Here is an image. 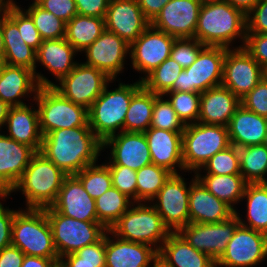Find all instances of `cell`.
Wrapping results in <instances>:
<instances>
[{
  "instance_id": "6da1fadb",
  "label": "cell",
  "mask_w": 267,
  "mask_h": 267,
  "mask_svg": "<svg viewBox=\"0 0 267 267\" xmlns=\"http://www.w3.org/2000/svg\"><path fill=\"white\" fill-rule=\"evenodd\" d=\"M103 142L90 127L57 129L43 136L40 153L66 175H76L96 164Z\"/></svg>"
},
{
  "instance_id": "7a4b0ae2",
  "label": "cell",
  "mask_w": 267,
  "mask_h": 267,
  "mask_svg": "<svg viewBox=\"0 0 267 267\" xmlns=\"http://www.w3.org/2000/svg\"><path fill=\"white\" fill-rule=\"evenodd\" d=\"M246 35L247 20L243 11L225 0L201 5L195 30V39L200 43L231 49L238 38L242 44L236 48H243Z\"/></svg>"
},
{
  "instance_id": "3957f363",
  "label": "cell",
  "mask_w": 267,
  "mask_h": 267,
  "mask_svg": "<svg viewBox=\"0 0 267 267\" xmlns=\"http://www.w3.org/2000/svg\"><path fill=\"white\" fill-rule=\"evenodd\" d=\"M67 175L42 153L36 152L20 179L10 190L20 191L25 196V209H45L51 207Z\"/></svg>"
},
{
  "instance_id": "277c9868",
  "label": "cell",
  "mask_w": 267,
  "mask_h": 267,
  "mask_svg": "<svg viewBox=\"0 0 267 267\" xmlns=\"http://www.w3.org/2000/svg\"><path fill=\"white\" fill-rule=\"evenodd\" d=\"M142 87L141 81L118 84L109 90V83L88 109V124L104 142L108 137L124 131V121L132 96Z\"/></svg>"
},
{
  "instance_id": "5b68a950",
  "label": "cell",
  "mask_w": 267,
  "mask_h": 267,
  "mask_svg": "<svg viewBox=\"0 0 267 267\" xmlns=\"http://www.w3.org/2000/svg\"><path fill=\"white\" fill-rule=\"evenodd\" d=\"M12 246L25 255L58 259L45 209H20L12 224Z\"/></svg>"
},
{
  "instance_id": "8992f818",
  "label": "cell",
  "mask_w": 267,
  "mask_h": 267,
  "mask_svg": "<svg viewBox=\"0 0 267 267\" xmlns=\"http://www.w3.org/2000/svg\"><path fill=\"white\" fill-rule=\"evenodd\" d=\"M110 231L120 239L148 244L157 251L171 233L149 202H134Z\"/></svg>"
},
{
  "instance_id": "52a82bcc",
  "label": "cell",
  "mask_w": 267,
  "mask_h": 267,
  "mask_svg": "<svg viewBox=\"0 0 267 267\" xmlns=\"http://www.w3.org/2000/svg\"><path fill=\"white\" fill-rule=\"evenodd\" d=\"M231 145L223 125L192 123L182 133V159L185 173H196L217 152Z\"/></svg>"
},
{
  "instance_id": "ba28073f",
  "label": "cell",
  "mask_w": 267,
  "mask_h": 267,
  "mask_svg": "<svg viewBox=\"0 0 267 267\" xmlns=\"http://www.w3.org/2000/svg\"><path fill=\"white\" fill-rule=\"evenodd\" d=\"M34 102L43 136L57 129L90 127L88 109L64 98L53 87H39Z\"/></svg>"
},
{
  "instance_id": "9c48e42d",
  "label": "cell",
  "mask_w": 267,
  "mask_h": 267,
  "mask_svg": "<svg viewBox=\"0 0 267 267\" xmlns=\"http://www.w3.org/2000/svg\"><path fill=\"white\" fill-rule=\"evenodd\" d=\"M45 213L52 229L53 243L59 258L96 243L107 231L99 221H80L64 216L52 207L45 208Z\"/></svg>"
},
{
  "instance_id": "30bf717a",
  "label": "cell",
  "mask_w": 267,
  "mask_h": 267,
  "mask_svg": "<svg viewBox=\"0 0 267 267\" xmlns=\"http://www.w3.org/2000/svg\"><path fill=\"white\" fill-rule=\"evenodd\" d=\"M227 50L219 46H205L197 59L181 71L169 91L203 93L221 85Z\"/></svg>"
},
{
  "instance_id": "8fae6325",
  "label": "cell",
  "mask_w": 267,
  "mask_h": 267,
  "mask_svg": "<svg viewBox=\"0 0 267 267\" xmlns=\"http://www.w3.org/2000/svg\"><path fill=\"white\" fill-rule=\"evenodd\" d=\"M193 176L188 186L180 172L172 174L158 194L149 202L152 203L170 232H178L190 223L188 205L190 185L197 179L195 173Z\"/></svg>"
},
{
  "instance_id": "7c38bea8",
  "label": "cell",
  "mask_w": 267,
  "mask_h": 267,
  "mask_svg": "<svg viewBox=\"0 0 267 267\" xmlns=\"http://www.w3.org/2000/svg\"><path fill=\"white\" fill-rule=\"evenodd\" d=\"M113 81L115 79H111L103 71L81 62L53 88L74 104L89 109L107 84Z\"/></svg>"
},
{
  "instance_id": "4fadbf2b",
  "label": "cell",
  "mask_w": 267,
  "mask_h": 267,
  "mask_svg": "<svg viewBox=\"0 0 267 267\" xmlns=\"http://www.w3.org/2000/svg\"><path fill=\"white\" fill-rule=\"evenodd\" d=\"M240 225L234 213L228 220L216 223H189L178 233L196 250L207 254L215 262L226 251L229 240Z\"/></svg>"
},
{
  "instance_id": "5bb4252c",
  "label": "cell",
  "mask_w": 267,
  "mask_h": 267,
  "mask_svg": "<svg viewBox=\"0 0 267 267\" xmlns=\"http://www.w3.org/2000/svg\"><path fill=\"white\" fill-rule=\"evenodd\" d=\"M267 259V235L239 225L216 267H257Z\"/></svg>"
},
{
  "instance_id": "9a60e30c",
  "label": "cell",
  "mask_w": 267,
  "mask_h": 267,
  "mask_svg": "<svg viewBox=\"0 0 267 267\" xmlns=\"http://www.w3.org/2000/svg\"><path fill=\"white\" fill-rule=\"evenodd\" d=\"M175 37L153 27L151 24L130 45L129 59L132 69L139 72L144 79L149 73L156 69L164 60L170 57L171 47Z\"/></svg>"
},
{
  "instance_id": "2e32d148",
  "label": "cell",
  "mask_w": 267,
  "mask_h": 267,
  "mask_svg": "<svg viewBox=\"0 0 267 267\" xmlns=\"http://www.w3.org/2000/svg\"><path fill=\"white\" fill-rule=\"evenodd\" d=\"M263 78V68L245 50L234 48L226 51L221 85L231 90L240 100Z\"/></svg>"
},
{
  "instance_id": "e0dca14e",
  "label": "cell",
  "mask_w": 267,
  "mask_h": 267,
  "mask_svg": "<svg viewBox=\"0 0 267 267\" xmlns=\"http://www.w3.org/2000/svg\"><path fill=\"white\" fill-rule=\"evenodd\" d=\"M130 45L121 37L110 31H105L82 53H85L83 63L106 73L111 79L125 69L124 65L129 56Z\"/></svg>"
},
{
  "instance_id": "ac0fdd59",
  "label": "cell",
  "mask_w": 267,
  "mask_h": 267,
  "mask_svg": "<svg viewBox=\"0 0 267 267\" xmlns=\"http://www.w3.org/2000/svg\"><path fill=\"white\" fill-rule=\"evenodd\" d=\"M110 149L105 165L126 166L140 170L152 163L148 143L144 133L125 132L114 134L103 142V152Z\"/></svg>"
},
{
  "instance_id": "d6986e66",
  "label": "cell",
  "mask_w": 267,
  "mask_h": 267,
  "mask_svg": "<svg viewBox=\"0 0 267 267\" xmlns=\"http://www.w3.org/2000/svg\"><path fill=\"white\" fill-rule=\"evenodd\" d=\"M201 5L199 0H170L150 24L175 38H195Z\"/></svg>"
},
{
  "instance_id": "ffe728a7",
  "label": "cell",
  "mask_w": 267,
  "mask_h": 267,
  "mask_svg": "<svg viewBox=\"0 0 267 267\" xmlns=\"http://www.w3.org/2000/svg\"><path fill=\"white\" fill-rule=\"evenodd\" d=\"M107 31L131 45L150 25L137 0H109L105 15Z\"/></svg>"
},
{
  "instance_id": "44dd1931",
  "label": "cell",
  "mask_w": 267,
  "mask_h": 267,
  "mask_svg": "<svg viewBox=\"0 0 267 267\" xmlns=\"http://www.w3.org/2000/svg\"><path fill=\"white\" fill-rule=\"evenodd\" d=\"M157 260L158 251L152 246L126 241L106 231L105 267H152Z\"/></svg>"
},
{
  "instance_id": "7402d4cb",
  "label": "cell",
  "mask_w": 267,
  "mask_h": 267,
  "mask_svg": "<svg viewBox=\"0 0 267 267\" xmlns=\"http://www.w3.org/2000/svg\"><path fill=\"white\" fill-rule=\"evenodd\" d=\"M56 212L80 221H98L95 200L75 175H67L55 203Z\"/></svg>"
},
{
  "instance_id": "603a6c76",
  "label": "cell",
  "mask_w": 267,
  "mask_h": 267,
  "mask_svg": "<svg viewBox=\"0 0 267 267\" xmlns=\"http://www.w3.org/2000/svg\"><path fill=\"white\" fill-rule=\"evenodd\" d=\"M2 33L5 47V62L11 66H23L34 71L40 87H53L55 82L50 81L36 69V50L25 43L21 38L17 25L5 14L2 8Z\"/></svg>"
},
{
  "instance_id": "cb8c5ba5",
  "label": "cell",
  "mask_w": 267,
  "mask_h": 267,
  "mask_svg": "<svg viewBox=\"0 0 267 267\" xmlns=\"http://www.w3.org/2000/svg\"><path fill=\"white\" fill-rule=\"evenodd\" d=\"M36 152L0 132V193L7 195Z\"/></svg>"
},
{
  "instance_id": "d4e9b609",
  "label": "cell",
  "mask_w": 267,
  "mask_h": 267,
  "mask_svg": "<svg viewBox=\"0 0 267 267\" xmlns=\"http://www.w3.org/2000/svg\"><path fill=\"white\" fill-rule=\"evenodd\" d=\"M182 133L150 127L144 132L152 163L173 174L184 171L182 159ZM180 169V170H178Z\"/></svg>"
},
{
  "instance_id": "484cf974",
  "label": "cell",
  "mask_w": 267,
  "mask_h": 267,
  "mask_svg": "<svg viewBox=\"0 0 267 267\" xmlns=\"http://www.w3.org/2000/svg\"><path fill=\"white\" fill-rule=\"evenodd\" d=\"M241 100L223 85L212 87L200 98L199 123L228 126Z\"/></svg>"
},
{
  "instance_id": "4316f807",
  "label": "cell",
  "mask_w": 267,
  "mask_h": 267,
  "mask_svg": "<svg viewBox=\"0 0 267 267\" xmlns=\"http://www.w3.org/2000/svg\"><path fill=\"white\" fill-rule=\"evenodd\" d=\"M6 136L40 152L43 135L40 130L38 109L30 105L10 107L5 120Z\"/></svg>"
},
{
  "instance_id": "83f0119b",
  "label": "cell",
  "mask_w": 267,
  "mask_h": 267,
  "mask_svg": "<svg viewBox=\"0 0 267 267\" xmlns=\"http://www.w3.org/2000/svg\"><path fill=\"white\" fill-rule=\"evenodd\" d=\"M190 223H216L228 220L235 211L224 201L215 197L196 179L190 185Z\"/></svg>"
},
{
  "instance_id": "f1b7e54d",
  "label": "cell",
  "mask_w": 267,
  "mask_h": 267,
  "mask_svg": "<svg viewBox=\"0 0 267 267\" xmlns=\"http://www.w3.org/2000/svg\"><path fill=\"white\" fill-rule=\"evenodd\" d=\"M39 87L34 71L26 67L6 64L0 72V99L10 107L26 105L22 99L27 96L34 101Z\"/></svg>"
},
{
  "instance_id": "f546056e",
  "label": "cell",
  "mask_w": 267,
  "mask_h": 267,
  "mask_svg": "<svg viewBox=\"0 0 267 267\" xmlns=\"http://www.w3.org/2000/svg\"><path fill=\"white\" fill-rule=\"evenodd\" d=\"M166 267H216L207 254L193 248L178 232H171L158 251Z\"/></svg>"
},
{
  "instance_id": "4dcf8cb0",
  "label": "cell",
  "mask_w": 267,
  "mask_h": 267,
  "mask_svg": "<svg viewBox=\"0 0 267 267\" xmlns=\"http://www.w3.org/2000/svg\"><path fill=\"white\" fill-rule=\"evenodd\" d=\"M227 128L230 143L237 148L262 145L267 131V118L247 110L241 104Z\"/></svg>"
},
{
  "instance_id": "1f68e13d",
  "label": "cell",
  "mask_w": 267,
  "mask_h": 267,
  "mask_svg": "<svg viewBox=\"0 0 267 267\" xmlns=\"http://www.w3.org/2000/svg\"><path fill=\"white\" fill-rule=\"evenodd\" d=\"M77 54L65 38L43 40L36 51V62L54 75L57 84L79 63L74 61Z\"/></svg>"
},
{
  "instance_id": "d6a6232c",
  "label": "cell",
  "mask_w": 267,
  "mask_h": 267,
  "mask_svg": "<svg viewBox=\"0 0 267 267\" xmlns=\"http://www.w3.org/2000/svg\"><path fill=\"white\" fill-rule=\"evenodd\" d=\"M199 169L195 175L196 178L205 186V188L218 199L224 201L234 211L236 204L241 202L248 182L242 174L215 175L202 174ZM235 206V207H234Z\"/></svg>"
},
{
  "instance_id": "836d02e7",
  "label": "cell",
  "mask_w": 267,
  "mask_h": 267,
  "mask_svg": "<svg viewBox=\"0 0 267 267\" xmlns=\"http://www.w3.org/2000/svg\"><path fill=\"white\" fill-rule=\"evenodd\" d=\"M244 199L247 207L246 221L235 211L240 225L267 235V184L248 183L241 201Z\"/></svg>"
},
{
  "instance_id": "e575fe53",
  "label": "cell",
  "mask_w": 267,
  "mask_h": 267,
  "mask_svg": "<svg viewBox=\"0 0 267 267\" xmlns=\"http://www.w3.org/2000/svg\"><path fill=\"white\" fill-rule=\"evenodd\" d=\"M105 29L104 18L77 14L66 23L65 39L78 53H82Z\"/></svg>"
},
{
  "instance_id": "d590c367",
  "label": "cell",
  "mask_w": 267,
  "mask_h": 267,
  "mask_svg": "<svg viewBox=\"0 0 267 267\" xmlns=\"http://www.w3.org/2000/svg\"><path fill=\"white\" fill-rule=\"evenodd\" d=\"M157 96L143 86L132 96L124 121L125 132L144 133L150 128Z\"/></svg>"
},
{
  "instance_id": "8d00e7d4",
  "label": "cell",
  "mask_w": 267,
  "mask_h": 267,
  "mask_svg": "<svg viewBox=\"0 0 267 267\" xmlns=\"http://www.w3.org/2000/svg\"><path fill=\"white\" fill-rule=\"evenodd\" d=\"M133 203L132 199L111 186L109 190L95 199L98 221L110 230Z\"/></svg>"
},
{
  "instance_id": "74e56055",
  "label": "cell",
  "mask_w": 267,
  "mask_h": 267,
  "mask_svg": "<svg viewBox=\"0 0 267 267\" xmlns=\"http://www.w3.org/2000/svg\"><path fill=\"white\" fill-rule=\"evenodd\" d=\"M238 152L243 178L248 183L267 184V147L263 144L250 145L238 148Z\"/></svg>"
},
{
  "instance_id": "f35d334b",
  "label": "cell",
  "mask_w": 267,
  "mask_h": 267,
  "mask_svg": "<svg viewBox=\"0 0 267 267\" xmlns=\"http://www.w3.org/2000/svg\"><path fill=\"white\" fill-rule=\"evenodd\" d=\"M136 174L137 202H150L173 173L151 163L137 170Z\"/></svg>"
},
{
  "instance_id": "ab89813d",
  "label": "cell",
  "mask_w": 267,
  "mask_h": 267,
  "mask_svg": "<svg viewBox=\"0 0 267 267\" xmlns=\"http://www.w3.org/2000/svg\"><path fill=\"white\" fill-rule=\"evenodd\" d=\"M182 70V66L171 57H168L156 69L144 77L141 81L142 86L157 95H164L173 87L175 80Z\"/></svg>"
},
{
  "instance_id": "60d3db41",
  "label": "cell",
  "mask_w": 267,
  "mask_h": 267,
  "mask_svg": "<svg viewBox=\"0 0 267 267\" xmlns=\"http://www.w3.org/2000/svg\"><path fill=\"white\" fill-rule=\"evenodd\" d=\"M33 19L42 40L65 38L66 23L53 13L32 3L24 9Z\"/></svg>"
},
{
  "instance_id": "b9f144b4",
  "label": "cell",
  "mask_w": 267,
  "mask_h": 267,
  "mask_svg": "<svg viewBox=\"0 0 267 267\" xmlns=\"http://www.w3.org/2000/svg\"><path fill=\"white\" fill-rule=\"evenodd\" d=\"M75 176L81 181L86 192L94 200L112 186L111 173L104 163L87 166Z\"/></svg>"
},
{
  "instance_id": "7bdbcfd3",
  "label": "cell",
  "mask_w": 267,
  "mask_h": 267,
  "mask_svg": "<svg viewBox=\"0 0 267 267\" xmlns=\"http://www.w3.org/2000/svg\"><path fill=\"white\" fill-rule=\"evenodd\" d=\"M163 96L185 125L198 122L201 93L168 91Z\"/></svg>"
},
{
  "instance_id": "ee69618b",
  "label": "cell",
  "mask_w": 267,
  "mask_h": 267,
  "mask_svg": "<svg viewBox=\"0 0 267 267\" xmlns=\"http://www.w3.org/2000/svg\"><path fill=\"white\" fill-rule=\"evenodd\" d=\"M106 233L96 243L61 257L69 267H105Z\"/></svg>"
},
{
  "instance_id": "f6af8a7d",
  "label": "cell",
  "mask_w": 267,
  "mask_h": 267,
  "mask_svg": "<svg viewBox=\"0 0 267 267\" xmlns=\"http://www.w3.org/2000/svg\"><path fill=\"white\" fill-rule=\"evenodd\" d=\"M205 174L232 175L241 174L238 148L230 145L217 152L201 168Z\"/></svg>"
},
{
  "instance_id": "bcb514c9",
  "label": "cell",
  "mask_w": 267,
  "mask_h": 267,
  "mask_svg": "<svg viewBox=\"0 0 267 267\" xmlns=\"http://www.w3.org/2000/svg\"><path fill=\"white\" fill-rule=\"evenodd\" d=\"M163 98V95H158L155 98L150 127L174 132H183L186 125L178 117L168 99Z\"/></svg>"
},
{
  "instance_id": "7dc6e473",
  "label": "cell",
  "mask_w": 267,
  "mask_h": 267,
  "mask_svg": "<svg viewBox=\"0 0 267 267\" xmlns=\"http://www.w3.org/2000/svg\"><path fill=\"white\" fill-rule=\"evenodd\" d=\"M3 9L5 14L17 25L25 43L37 51L43 40L31 16L22 7L6 6Z\"/></svg>"
},
{
  "instance_id": "c3c4849f",
  "label": "cell",
  "mask_w": 267,
  "mask_h": 267,
  "mask_svg": "<svg viewBox=\"0 0 267 267\" xmlns=\"http://www.w3.org/2000/svg\"><path fill=\"white\" fill-rule=\"evenodd\" d=\"M204 47L205 45L195 38H175L170 57L186 69L197 59Z\"/></svg>"
},
{
  "instance_id": "681fc988",
  "label": "cell",
  "mask_w": 267,
  "mask_h": 267,
  "mask_svg": "<svg viewBox=\"0 0 267 267\" xmlns=\"http://www.w3.org/2000/svg\"><path fill=\"white\" fill-rule=\"evenodd\" d=\"M112 176V186L137 202L136 170L120 165H106Z\"/></svg>"
},
{
  "instance_id": "f907efd6",
  "label": "cell",
  "mask_w": 267,
  "mask_h": 267,
  "mask_svg": "<svg viewBox=\"0 0 267 267\" xmlns=\"http://www.w3.org/2000/svg\"><path fill=\"white\" fill-rule=\"evenodd\" d=\"M241 104L249 111L267 118V80H262L241 99Z\"/></svg>"
},
{
  "instance_id": "816d5d0a",
  "label": "cell",
  "mask_w": 267,
  "mask_h": 267,
  "mask_svg": "<svg viewBox=\"0 0 267 267\" xmlns=\"http://www.w3.org/2000/svg\"><path fill=\"white\" fill-rule=\"evenodd\" d=\"M244 48L263 69L267 67V33H247Z\"/></svg>"
},
{
  "instance_id": "f5cc1de1",
  "label": "cell",
  "mask_w": 267,
  "mask_h": 267,
  "mask_svg": "<svg viewBox=\"0 0 267 267\" xmlns=\"http://www.w3.org/2000/svg\"><path fill=\"white\" fill-rule=\"evenodd\" d=\"M37 4L65 23L78 14L75 0H40Z\"/></svg>"
},
{
  "instance_id": "db71d44e",
  "label": "cell",
  "mask_w": 267,
  "mask_h": 267,
  "mask_svg": "<svg viewBox=\"0 0 267 267\" xmlns=\"http://www.w3.org/2000/svg\"><path fill=\"white\" fill-rule=\"evenodd\" d=\"M247 33H267V0H259L246 15Z\"/></svg>"
},
{
  "instance_id": "11a10c76",
  "label": "cell",
  "mask_w": 267,
  "mask_h": 267,
  "mask_svg": "<svg viewBox=\"0 0 267 267\" xmlns=\"http://www.w3.org/2000/svg\"><path fill=\"white\" fill-rule=\"evenodd\" d=\"M9 198L7 195H0V251L12 243V224L15 214L19 211L3 206L2 200ZM2 199V200H1Z\"/></svg>"
},
{
  "instance_id": "9f6ffc18",
  "label": "cell",
  "mask_w": 267,
  "mask_h": 267,
  "mask_svg": "<svg viewBox=\"0 0 267 267\" xmlns=\"http://www.w3.org/2000/svg\"><path fill=\"white\" fill-rule=\"evenodd\" d=\"M78 15L105 18L109 0H75Z\"/></svg>"
},
{
  "instance_id": "6f0895ef",
  "label": "cell",
  "mask_w": 267,
  "mask_h": 267,
  "mask_svg": "<svg viewBox=\"0 0 267 267\" xmlns=\"http://www.w3.org/2000/svg\"><path fill=\"white\" fill-rule=\"evenodd\" d=\"M25 254L12 245L0 251V267H21Z\"/></svg>"
},
{
  "instance_id": "680465c9",
  "label": "cell",
  "mask_w": 267,
  "mask_h": 267,
  "mask_svg": "<svg viewBox=\"0 0 267 267\" xmlns=\"http://www.w3.org/2000/svg\"><path fill=\"white\" fill-rule=\"evenodd\" d=\"M170 0H137L145 18L151 23Z\"/></svg>"
},
{
  "instance_id": "91938a15",
  "label": "cell",
  "mask_w": 267,
  "mask_h": 267,
  "mask_svg": "<svg viewBox=\"0 0 267 267\" xmlns=\"http://www.w3.org/2000/svg\"><path fill=\"white\" fill-rule=\"evenodd\" d=\"M56 259L25 255L21 267H51Z\"/></svg>"
},
{
  "instance_id": "94428289",
  "label": "cell",
  "mask_w": 267,
  "mask_h": 267,
  "mask_svg": "<svg viewBox=\"0 0 267 267\" xmlns=\"http://www.w3.org/2000/svg\"><path fill=\"white\" fill-rule=\"evenodd\" d=\"M233 7L240 9L246 15L254 8L259 0H225Z\"/></svg>"
},
{
  "instance_id": "6125c7cd",
  "label": "cell",
  "mask_w": 267,
  "mask_h": 267,
  "mask_svg": "<svg viewBox=\"0 0 267 267\" xmlns=\"http://www.w3.org/2000/svg\"><path fill=\"white\" fill-rule=\"evenodd\" d=\"M10 106H8L5 102L0 99V132L2 131V127L4 128L5 120L7 118V114Z\"/></svg>"
},
{
  "instance_id": "be15d7a7",
  "label": "cell",
  "mask_w": 267,
  "mask_h": 267,
  "mask_svg": "<svg viewBox=\"0 0 267 267\" xmlns=\"http://www.w3.org/2000/svg\"><path fill=\"white\" fill-rule=\"evenodd\" d=\"M5 54L3 33H2V8H0V55Z\"/></svg>"
},
{
  "instance_id": "e7e4bbea",
  "label": "cell",
  "mask_w": 267,
  "mask_h": 267,
  "mask_svg": "<svg viewBox=\"0 0 267 267\" xmlns=\"http://www.w3.org/2000/svg\"><path fill=\"white\" fill-rule=\"evenodd\" d=\"M6 6L20 8L14 0H0V8H5Z\"/></svg>"
},
{
  "instance_id": "03108f58",
  "label": "cell",
  "mask_w": 267,
  "mask_h": 267,
  "mask_svg": "<svg viewBox=\"0 0 267 267\" xmlns=\"http://www.w3.org/2000/svg\"><path fill=\"white\" fill-rule=\"evenodd\" d=\"M51 267H69L62 258L53 261Z\"/></svg>"
},
{
  "instance_id": "003e7915",
  "label": "cell",
  "mask_w": 267,
  "mask_h": 267,
  "mask_svg": "<svg viewBox=\"0 0 267 267\" xmlns=\"http://www.w3.org/2000/svg\"><path fill=\"white\" fill-rule=\"evenodd\" d=\"M6 65L4 55H0V72L3 70L4 66Z\"/></svg>"
},
{
  "instance_id": "a7ac6f4b",
  "label": "cell",
  "mask_w": 267,
  "mask_h": 267,
  "mask_svg": "<svg viewBox=\"0 0 267 267\" xmlns=\"http://www.w3.org/2000/svg\"><path fill=\"white\" fill-rule=\"evenodd\" d=\"M200 3L203 5V4H209V3H215V2H221V1H224V0H199Z\"/></svg>"
},
{
  "instance_id": "89a4df30",
  "label": "cell",
  "mask_w": 267,
  "mask_h": 267,
  "mask_svg": "<svg viewBox=\"0 0 267 267\" xmlns=\"http://www.w3.org/2000/svg\"><path fill=\"white\" fill-rule=\"evenodd\" d=\"M152 267H166L162 262L157 260Z\"/></svg>"
},
{
  "instance_id": "2644e50d",
  "label": "cell",
  "mask_w": 267,
  "mask_h": 267,
  "mask_svg": "<svg viewBox=\"0 0 267 267\" xmlns=\"http://www.w3.org/2000/svg\"><path fill=\"white\" fill-rule=\"evenodd\" d=\"M263 77L267 80V67L263 69Z\"/></svg>"
},
{
  "instance_id": "8c879c8a",
  "label": "cell",
  "mask_w": 267,
  "mask_h": 267,
  "mask_svg": "<svg viewBox=\"0 0 267 267\" xmlns=\"http://www.w3.org/2000/svg\"><path fill=\"white\" fill-rule=\"evenodd\" d=\"M263 145H265L267 147V131H266V134H265Z\"/></svg>"
},
{
  "instance_id": "753ad0ef",
  "label": "cell",
  "mask_w": 267,
  "mask_h": 267,
  "mask_svg": "<svg viewBox=\"0 0 267 267\" xmlns=\"http://www.w3.org/2000/svg\"><path fill=\"white\" fill-rule=\"evenodd\" d=\"M40 0H33L32 1V3L34 4V3H37V2H39Z\"/></svg>"
}]
</instances>
